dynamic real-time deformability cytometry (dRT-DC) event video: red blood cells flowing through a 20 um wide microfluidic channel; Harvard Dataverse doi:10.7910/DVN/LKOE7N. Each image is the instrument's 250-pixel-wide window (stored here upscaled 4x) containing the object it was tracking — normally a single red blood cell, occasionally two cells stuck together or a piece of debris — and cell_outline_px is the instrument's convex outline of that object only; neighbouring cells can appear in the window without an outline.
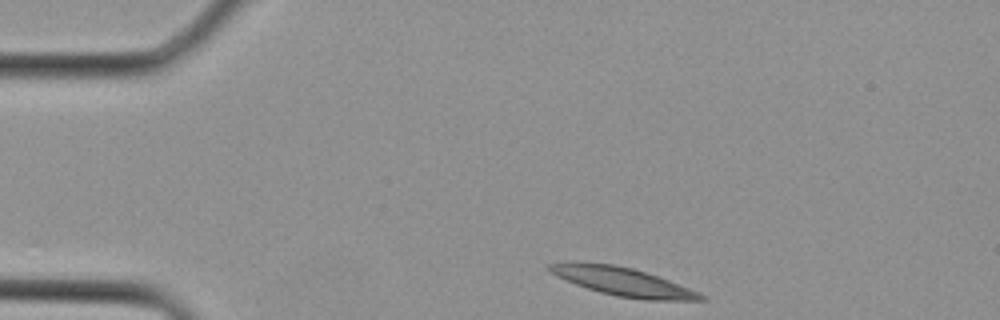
{"species": "Egyptian fruit bat (a non-hibernating species)", "species_latin": "Rousettus aegyptiacus", "temperature_condition": "cold", "stored_images_in_passage": 2, "camera_frame_rate_fps": 3000, "um_per_image_px": 0.085, "animal": {"sex": "female"}, "frame": {"image": 1, "passage_image": 1, "time_ms": 0.0, "image_size_px": [1000, 320], "cell_outline_px": [[708, 300], [648, 300], [616, 296], [600, 292], [576, 284], [556, 276], [548, 268], [548, 264], [580, 260], [612, 264], [632, 268], [668, 280], [700, 292], [708, 296]], "centroid_in_image_um": [52.94, 23.93], "position_along_channel_um": 32.1, "area_um2": 25.09}}